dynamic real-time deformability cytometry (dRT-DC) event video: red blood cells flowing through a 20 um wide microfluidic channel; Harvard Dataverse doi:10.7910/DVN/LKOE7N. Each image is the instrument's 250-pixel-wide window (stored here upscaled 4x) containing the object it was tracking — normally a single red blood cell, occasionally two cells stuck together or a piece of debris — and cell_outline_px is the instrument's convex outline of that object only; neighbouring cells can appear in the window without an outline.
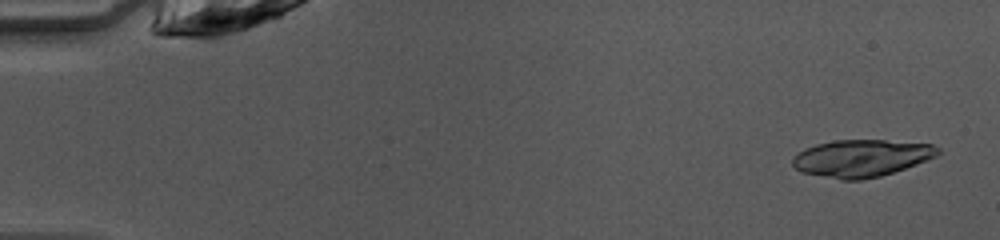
{"species": "common noctule bat (a hibernating species)", "species_latin": "Nyctalus noctula", "temperature_condition": "warm", "stored_images_in_passage": 45, "segment_of_instrument_passage": [1, 2], "camera_frame_rate_fps": 3000, "um_per_image_px": 0.085, "animal": {"sex": "female", "body_mass_g": 10.0, "forearm_length_mm": 53.1}, "frame": {"image": 1, "passage_image": 2, "time_ms": 0.333, "image_size_px": [1000, 240], "cell_outline_px": [[928, 156], [912, 164], [876, 176], [844, 176], [808, 172], [800, 168], [804, 152], [812, 148], [824, 144], [848, 140], [876, 140], [928, 144]], "centroid_in_image_um": [73.28, 13.38], "position_along_channel_um": 11.7, "area_um2": 26.24}}
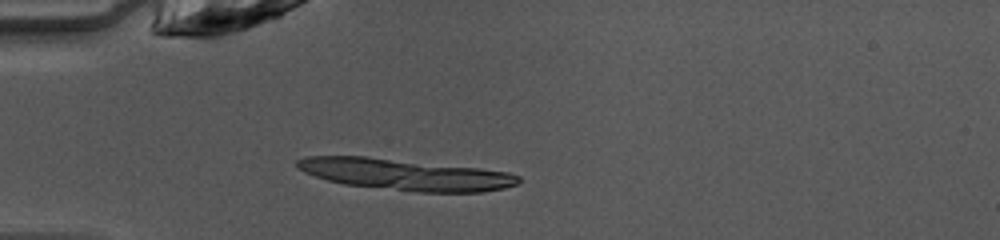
{"frame": {"image": 2, "passage_image": 13, "time_ms": 4.0, "image_size_px": [1000, 240], "cell_outline_px": [[516, 180], [512, 184], [496, 188], [468, 192], [440, 192], [356, 184], [332, 180], [324, 176], [332, 156], [352, 156], [464, 168], [500, 172], [516, 176]], "centroid_in_image_um": [35.15, 14.9], "position_along_channel_um": 49.8, "area_um2": 32.43}}